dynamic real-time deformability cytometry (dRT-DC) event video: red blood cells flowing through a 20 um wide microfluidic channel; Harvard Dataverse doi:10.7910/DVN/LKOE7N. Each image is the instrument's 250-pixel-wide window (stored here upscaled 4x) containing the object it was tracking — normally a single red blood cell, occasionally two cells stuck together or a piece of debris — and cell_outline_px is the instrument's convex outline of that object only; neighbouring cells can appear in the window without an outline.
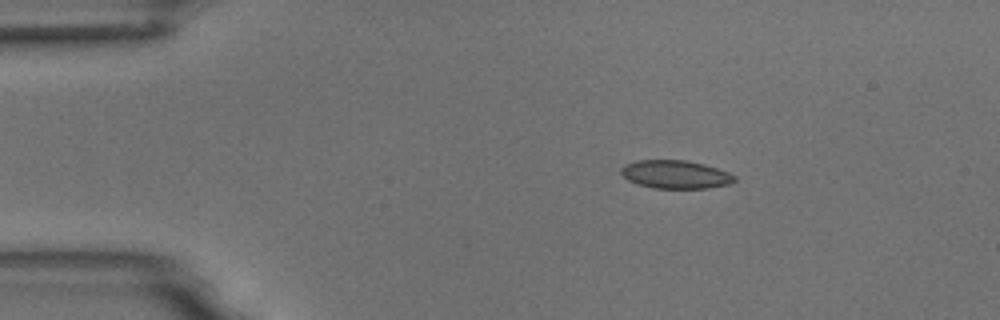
{"species": "common noctule bat (a hibernating species)", "species_latin": "Nyctalus noctula", "temperature_condition": "room temperature", "stored_images_in_passage": 3, "camera_frame_rate_fps": 3000, "um_per_image_px": 0.085, "animal": {"sex": "male", "body_mass_g": 18.8}, "frame": {"image": 1, "passage_image": 1, "time_ms": 0.0, "image_size_px": [1000, 320], "cell_outline_px": [[736, 180], [728, 184], [708, 188], [652, 188], [636, 184], [628, 180], [620, 172], [620, 168], [624, 164], [636, 160], [684, 160], [704, 164], [728, 172], [736, 176]], "centroid_in_image_um": [57.38, 14.82], "position_along_channel_um": 27.6, "area_um2": 18.73}}
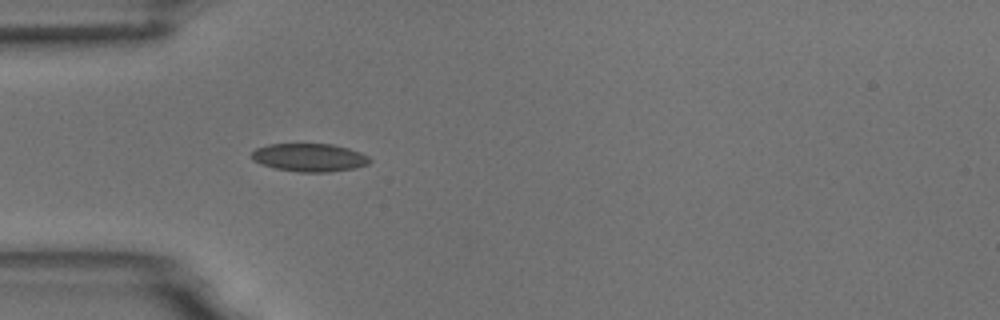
{"frame": {"image": 2, "passage_image": 3, "time_ms": 2.333, "image_size_px": [1000, 320], "cell_outline_px": [[372, 160], [368, 164], [356, 168], [328, 172], [300, 172], [276, 168], [260, 164], [252, 160], [252, 152], [256, 148], [268, 144], [332, 144], [348, 148], [360, 152], [368, 156]], "centroid_in_image_um": [26.31, 13.39], "position_along_channel_um": 58.7, "area_um2": 19.36}}